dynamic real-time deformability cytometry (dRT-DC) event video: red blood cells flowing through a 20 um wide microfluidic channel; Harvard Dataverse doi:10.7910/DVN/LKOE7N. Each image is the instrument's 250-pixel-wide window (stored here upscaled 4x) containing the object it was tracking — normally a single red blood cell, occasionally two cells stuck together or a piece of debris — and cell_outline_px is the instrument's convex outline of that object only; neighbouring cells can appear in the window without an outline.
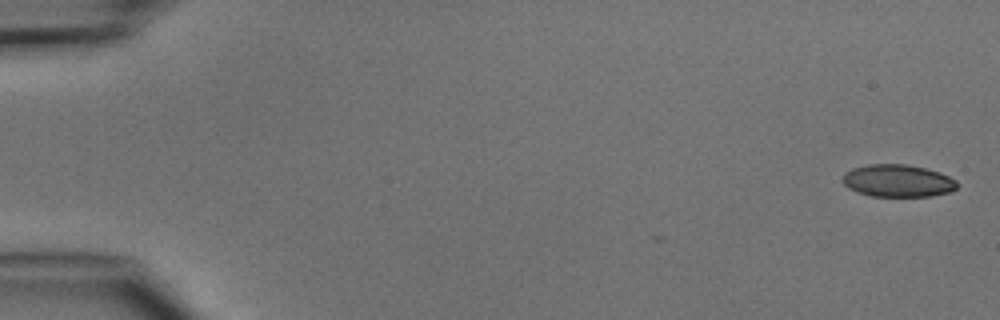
{"species": "common noctule bat (a hibernating species)", "species_latin": "Nyctalus noctula", "temperature_condition": "cold", "stored_images_in_passage": 7, "camera_frame_rate_fps": 3000, "um_per_image_px": 0.085, "animal": {"sex": "male", "body_mass_g": 15.6}, "frame": {"image": 1, "passage_image": 1, "time_ms": 0.0, "image_size_px": [1000, 320], "cell_outline_px": [[956, 188], [948, 192], [932, 196], [872, 196], [856, 192], [848, 188], [840, 180], [844, 172], [852, 168], [868, 164], [908, 164], [940, 172], [956, 180]], "centroid_in_image_um": [76.25, 15.36], "position_along_channel_um": 8.7, "area_um2": 21.73}}
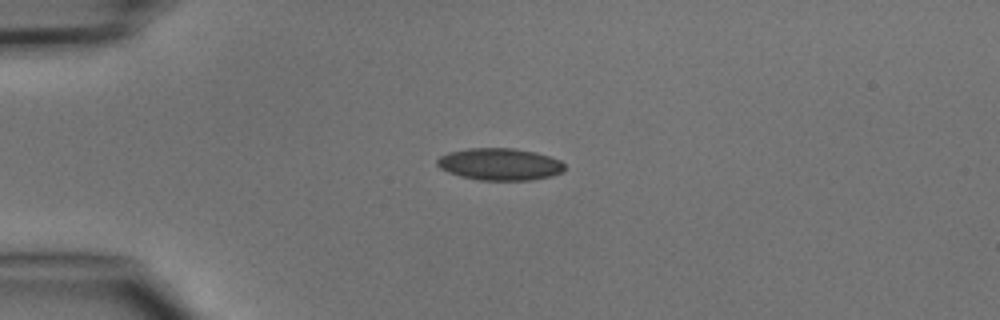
{"frame": {"image": 2, "passage_image": 4, "time_ms": 3.667, "image_size_px": [1000, 320], "cell_outline_px": [[564, 172], [552, 176], [532, 180], [480, 180], [460, 176], [448, 172], [440, 168], [436, 164], [436, 160], [440, 156], [448, 152], [468, 148], [512, 148], [536, 152], [560, 160], [564, 164]], "centroid_in_image_um": [42.48, 13.96], "position_along_channel_um": 42.5, "area_um2": 23.93}}